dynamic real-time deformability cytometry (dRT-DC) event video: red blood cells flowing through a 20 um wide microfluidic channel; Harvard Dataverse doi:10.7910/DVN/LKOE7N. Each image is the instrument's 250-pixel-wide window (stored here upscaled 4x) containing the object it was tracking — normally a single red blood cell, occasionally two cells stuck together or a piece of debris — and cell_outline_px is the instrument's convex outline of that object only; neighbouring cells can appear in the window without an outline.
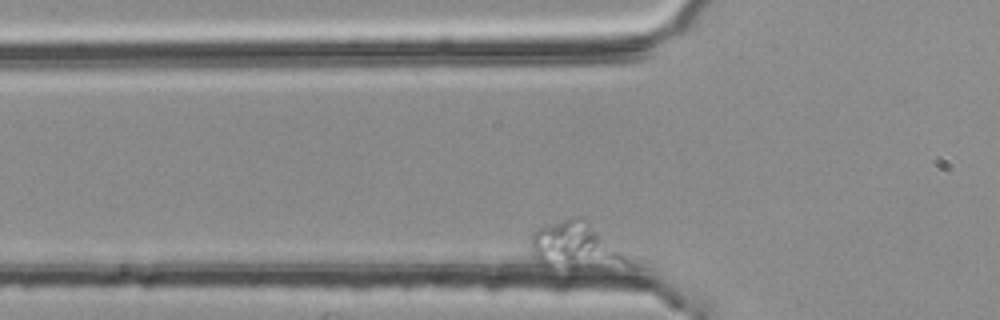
{"species": "common noctule bat (a hibernating species)", "species_latin": "Nyctalus noctula", "temperature_condition": "room temperature", "stored_images_in_passage": 36, "camera_frame_rate_fps": 3000, "um_per_image_px": 0.085, "animal": {"sex": "female", "body_mass_g": 25.1}, "frame": {"image": 1, "passage_image": 2, "time_ms": 0.333, "image_size_px": [1000, 320], "cell_outline_px": [[628, 260], [572, 268], [544, 268], [532, 256], [528, 248], [528, 244], [532, 232], [544, 224], [576, 216], [600, 232]], "centroid_in_image_um": [48.57, 20.85], "position_along_channel_um": 77.2, "area_um2": 24.91}}
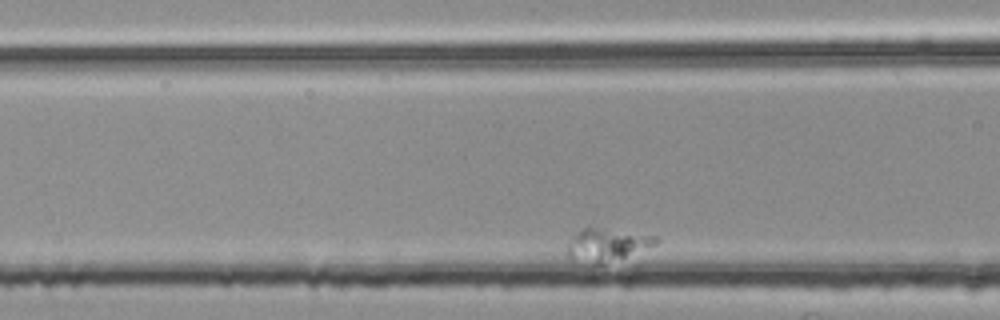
{"frame": {"image": 2, "passage_image": 7, "time_ms": 2.0, "image_size_px": [1000, 320], "cell_outline_px": [[660, 240], [656, 244], [624, 256], [588, 268], [572, 260], [568, 256], [568, 244], [588, 224], [656, 236]], "centroid_in_image_um": [51.53, 20.81], "position_along_channel_um": 115.1, "area_um2": 17.22}}